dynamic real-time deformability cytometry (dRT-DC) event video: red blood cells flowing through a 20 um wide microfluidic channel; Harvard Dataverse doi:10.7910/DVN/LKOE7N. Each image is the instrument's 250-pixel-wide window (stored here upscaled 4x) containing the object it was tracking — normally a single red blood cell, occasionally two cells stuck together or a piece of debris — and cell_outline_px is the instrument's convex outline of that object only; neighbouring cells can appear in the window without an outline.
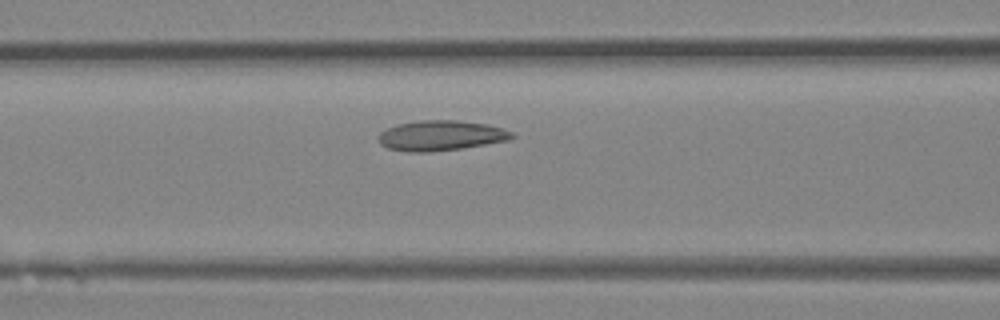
{"species": "Egyptian fruit bat (a non-hibernating species)", "species_latin": "Rousettus aegyptiacus", "temperature_condition": "room temperature", "stored_images_in_passage": 28, "camera_frame_rate_fps": 3000, "um_per_image_px": 0.085, "animal": {"sex": "female"}, "frame": {"image": 1, "passage_image": 9, "time_ms": 2.667, "image_size_px": [1000, 320], "cell_outline_px": [[516, 136], [508, 140], [460, 148], [428, 152], [408, 152], [388, 148], [380, 144], [380, 132], [388, 128], [400, 124], [420, 120], [456, 120], [488, 124], [504, 128], [512, 132]], "centroid_in_image_um": [37.5, 11.52], "position_along_channel_um": 129.1, "area_um2": 23.24}}
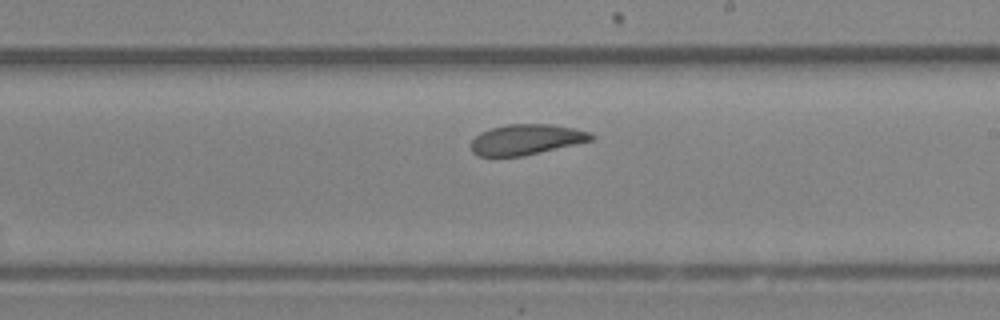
{"frame": {"image": 2, "passage_image": 16, "time_ms": 5.0, "image_size_px": [1000, 320], "cell_outline_px": [[596, 136], [592, 140], [520, 156], [476, 156], [472, 152], [472, 140], [480, 132], [492, 128], [508, 124], [552, 124], [572, 128], [588, 132]], "centroid_in_image_um": [44.7, 11.85], "position_along_channel_um": 244.3, "area_um2": 20.92}}
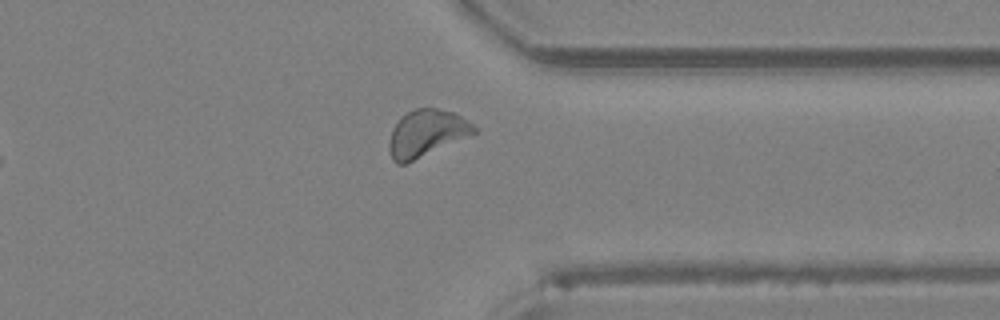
{"frame": {"image": 3, "passage_image": 24, "time_ms": 7.667, "image_size_px": [1000, 320], "cell_outline_px": [[476, 132], [404, 164], [396, 164], [392, 160], [388, 148], [388, 144], [392, 128], [400, 116], [416, 108], [436, 108], [452, 112], [468, 120], [476, 128]], "centroid_in_image_um": [36.18, 11.31], "position_along_channel_um": 375.2, "area_um2": 22.77}}